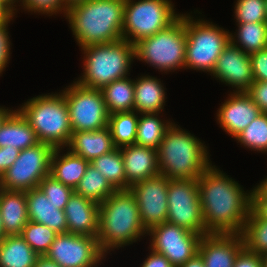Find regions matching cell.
Listing matches in <instances>:
<instances>
[{
	"instance_id": "53",
	"label": "cell",
	"mask_w": 267,
	"mask_h": 267,
	"mask_svg": "<svg viewBox=\"0 0 267 267\" xmlns=\"http://www.w3.org/2000/svg\"><path fill=\"white\" fill-rule=\"evenodd\" d=\"M262 267H267V251L260 255Z\"/></svg>"
},
{
	"instance_id": "54",
	"label": "cell",
	"mask_w": 267,
	"mask_h": 267,
	"mask_svg": "<svg viewBox=\"0 0 267 267\" xmlns=\"http://www.w3.org/2000/svg\"><path fill=\"white\" fill-rule=\"evenodd\" d=\"M5 237V233L3 230V224H2V217L0 212V241Z\"/></svg>"
},
{
	"instance_id": "10",
	"label": "cell",
	"mask_w": 267,
	"mask_h": 267,
	"mask_svg": "<svg viewBox=\"0 0 267 267\" xmlns=\"http://www.w3.org/2000/svg\"><path fill=\"white\" fill-rule=\"evenodd\" d=\"M55 148L47 143L21 150L17 160L0 179V188L10 191H29L39 187L50 174L51 157Z\"/></svg>"
},
{
	"instance_id": "19",
	"label": "cell",
	"mask_w": 267,
	"mask_h": 267,
	"mask_svg": "<svg viewBox=\"0 0 267 267\" xmlns=\"http://www.w3.org/2000/svg\"><path fill=\"white\" fill-rule=\"evenodd\" d=\"M126 175V190L135 183L160 174L157 149L137 144L120 148Z\"/></svg>"
},
{
	"instance_id": "41",
	"label": "cell",
	"mask_w": 267,
	"mask_h": 267,
	"mask_svg": "<svg viewBox=\"0 0 267 267\" xmlns=\"http://www.w3.org/2000/svg\"><path fill=\"white\" fill-rule=\"evenodd\" d=\"M255 81L267 82V48L249 55Z\"/></svg>"
},
{
	"instance_id": "23",
	"label": "cell",
	"mask_w": 267,
	"mask_h": 267,
	"mask_svg": "<svg viewBox=\"0 0 267 267\" xmlns=\"http://www.w3.org/2000/svg\"><path fill=\"white\" fill-rule=\"evenodd\" d=\"M0 212L5 236L20 235L29 222L25 192L0 188Z\"/></svg>"
},
{
	"instance_id": "17",
	"label": "cell",
	"mask_w": 267,
	"mask_h": 267,
	"mask_svg": "<svg viewBox=\"0 0 267 267\" xmlns=\"http://www.w3.org/2000/svg\"><path fill=\"white\" fill-rule=\"evenodd\" d=\"M217 110L220 127L234 138L244 130L260 113L258 105L246 92H231Z\"/></svg>"
},
{
	"instance_id": "18",
	"label": "cell",
	"mask_w": 267,
	"mask_h": 267,
	"mask_svg": "<svg viewBox=\"0 0 267 267\" xmlns=\"http://www.w3.org/2000/svg\"><path fill=\"white\" fill-rule=\"evenodd\" d=\"M243 249L241 234L209 233L201 237L198 253L205 267H233Z\"/></svg>"
},
{
	"instance_id": "4",
	"label": "cell",
	"mask_w": 267,
	"mask_h": 267,
	"mask_svg": "<svg viewBox=\"0 0 267 267\" xmlns=\"http://www.w3.org/2000/svg\"><path fill=\"white\" fill-rule=\"evenodd\" d=\"M158 153L160 174L171 179H198L212 164L207 146L175 123L166 131Z\"/></svg>"
},
{
	"instance_id": "30",
	"label": "cell",
	"mask_w": 267,
	"mask_h": 267,
	"mask_svg": "<svg viewBox=\"0 0 267 267\" xmlns=\"http://www.w3.org/2000/svg\"><path fill=\"white\" fill-rule=\"evenodd\" d=\"M139 115L135 144L158 149L166 131L174 122L160 119L159 113Z\"/></svg>"
},
{
	"instance_id": "39",
	"label": "cell",
	"mask_w": 267,
	"mask_h": 267,
	"mask_svg": "<svg viewBox=\"0 0 267 267\" xmlns=\"http://www.w3.org/2000/svg\"><path fill=\"white\" fill-rule=\"evenodd\" d=\"M21 5L24 11L34 12L35 14H45L52 16L56 13H63L66 16L67 8L65 7L63 0H21Z\"/></svg>"
},
{
	"instance_id": "7",
	"label": "cell",
	"mask_w": 267,
	"mask_h": 267,
	"mask_svg": "<svg viewBox=\"0 0 267 267\" xmlns=\"http://www.w3.org/2000/svg\"><path fill=\"white\" fill-rule=\"evenodd\" d=\"M135 58L150 64L159 72L185 69V14H181L167 28L134 44Z\"/></svg>"
},
{
	"instance_id": "9",
	"label": "cell",
	"mask_w": 267,
	"mask_h": 267,
	"mask_svg": "<svg viewBox=\"0 0 267 267\" xmlns=\"http://www.w3.org/2000/svg\"><path fill=\"white\" fill-rule=\"evenodd\" d=\"M171 0H125L122 37L135 44L171 25L177 14Z\"/></svg>"
},
{
	"instance_id": "11",
	"label": "cell",
	"mask_w": 267,
	"mask_h": 267,
	"mask_svg": "<svg viewBox=\"0 0 267 267\" xmlns=\"http://www.w3.org/2000/svg\"><path fill=\"white\" fill-rule=\"evenodd\" d=\"M73 132L95 131L108 126L109 113L99 89L87 88L74 81L64 90Z\"/></svg>"
},
{
	"instance_id": "3",
	"label": "cell",
	"mask_w": 267,
	"mask_h": 267,
	"mask_svg": "<svg viewBox=\"0 0 267 267\" xmlns=\"http://www.w3.org/2000/svg\"><path fill=\"white\" fill-rule=\"evenodd\" d=\"M145 234L147 230L141 222L137 200L130 189L116 190L99 204L97 240L105 255L137 242Z\"/></svg>"
},
{
	"instance_id": "26",
	"label": "cell",
	"mask_w": 267,
	"mask_h": 267,
	"mask_svg": "<svg viewBox=\"0 0 267 267\" xmlns=\"http://www.w3.org/2000/svg\"><path fill=\"white\" fill-rule=\"evenodd\" d=\"M61 150L62 148H55L52 154L50 175L62 184L75 189L90 163L69 149L66 154Z\"/></svg>"
},
{
	"instance_id": "12",
	"label": "cell",
	"mask_w": 267,
	"mask_h": 267,
	"mask_svg": "<svg viewBox=\"0 0 267 267\" xmlns=\"http://www.w3.org/2000/svg\"><path fill=\"white\" fill-rule=\"evenodd\" d=\"M166 221L191 232L205 235L197 179H171L168 185Z\"/></svg>"
},
{
	"instance_id": "21",
	"label": "cell",
	"mask_w": 267,
	"mask_h": 267,
	"mask_svg": "<svg viewBox=\"0 0 267 267\" xmlns=\"http://www.w3.org/2000/svg\"><path fill=\"white\" fill-rule=\"evenodd\" d=\"M29 221L44 224L56 233H66L67 223L64 210L58 209L39 187L25 192Z\"/></svg>"
},
{
	"instance_id": "44",
	"label": "cell",
	"mask_w": 267,
	"mask_h": 267,
	"mask_svg": "<svg viewBox=\"0 0 267 267\" xmlns=\"http://www.w3.org/2000/svg\"><path fill=\"white\" fill-rule=\"evenodd\" d=\"M19 153L20 150L11 145L0 147V179L17 160Z\"/></svg>"
},
{
	"instance_id": "32",
	"label": "cell",
	"mask_w": 267,
	"mask_h": 267,
	"mask_svg": "<svg viewBox=\"0 0 267 267\" xmlns=\"http://www.w3.org/2000/svg\"><path fill=\"white\" fill-rule=\"evenodd\" d=\"M90 164L116 189L126 190V175L120 148L96 157Z\"/></svg>"
},
{
	"instance_id": "35",
	"label": "cell",
	"mask_w": 267,
	"mask_h": 267,
	"mask_svg": "<svg viewBox=\"0 0 267 267\" xmlns=\"http://www.w3.org/2000/svg\"><path fill=\"white\" fill-rule=\"evenodd\" d=\"M234 138L251 151L267 153V113L261 112Z\"/></svg>"
},
{
	"instance_id": "34",
	"label": "cell",
	"mask_w": 267,
	"mask_h": 267,
	"mask_svg": "<svg viewBox=\"0 0 267 267\" xmlns=\"http://www.w3.org/2000/svg\"><path fill=\"white\" fill-rule=\"evenodd\" d=\"M241 236L244 248L258 255L267 251V220L258 217L252 210L243 227Z\"/></svg>"
},
{
	"instance_id": "24",
	"label": "cell",
	"mask_w": 267,
	"mask_h": 267,
	"mask_svg": "<svg viewBox=\"0 0 267 267\" xmlns=\"http://www.w3.org/2000/svg\"><path fill=\"white\" fill-rule=\"evenodd\" d=\"M157 77L141 75L134 79V111L138 114L162 113L165 106V89Z\"/></svg>"
},
{
	"instance_id": "50",
	"label": "cell",
	"mask_w": 267,
	"mask_h": 267,
	"mask_svg": "<svg viewBox=\"0 0 267 267\" xmlns=\"http://www.w3.org/2000/svg\"><path fill=\"white\" fill-rule=\"evenodd\" d=\"M13 111V109H6V107L0 106V126L4 122V120L7 118V116Z\"/></svg>"
},
{
	"instance_id": "48",
	"label": "cell",
	"mask_w": 267,
	"mask_h": 267,
	"mask_svg": "<svg viewBox=\"0 0 267 267\" xmlns=\"http://www.w3.org/2000/svg\"><path fill=\"white\" fill-rule=\"evenodd\" d=\"M179 267H205V263L200 254L197 253L193 258L189 259Z\"/></svg>"
},
{
	"instance_id": "40",
	"label": "cell",
	"mask_w": 267,
	"mask_h": 267,
	"mask_svg": "<svg viewBox=\"0 0 267 267\" xmlns=\"http://www.w3.org/2000/svg\"><path fill=\"white\" fill-rule=\"evenodd\" d=\"M251 210L267 220V190L260 183L251 190Z\"/></svg>"
},
{
	"instance_id": "25",
	"label": "cell",
	"mask_w": 267,
	"mask_h": 267,
	"mask_svg": "<svg viewBox=\"0 0 267 267\" xmlns=\"http://www.w3.org/2000/svg\"><path fill=\"white\" fill-rule=\"evenodd\" d=\"M40 143L34 129L18 110H13L0 126V147L24 150Z\"/></svg>"
},
{
	"instance_id": "29",
	"label": "cell",
	"mask_w": 267,
	"mask_h": 267,
	"mask_svg": "<svg viewBox=\"0 0 267 267\" xmlns=\"http://www.w3.org/2000/svg\"><path fill=\"white\" fill-rule=\"evenodd\" d=\"M236 25L238 32L230 33V41L243 52L250 55L267 48V22L237 23Z\"/></svg>"
},
{
	"instance_id": "47",
	"label": "cell",
	"mask_w": 267,
	"mask_h": 267,
	"mask_svg": "<svg viewBox=\"0 0 267 267\" xmlns=\"http://www.w3.org/2000/svg\"><path fill=\"white\" fill-rule=\"evenodd\" d=\"M16 14L0 0V24L13 20Z\"/></svg>"
},
{
	"instance_id": "33",
	"label": "cell",
	"mask_w": 267,
	"mask_h": 267,
	"mask_svg": "<svg viewBox=\"0 0 267 267\" xmlns=\"http://www.w3.org/2000/svg\"><path fill=\"white\" fill-rule=\"evenodd\" d=\"M115 191L116 189L91 164L74 189V193L98 204L104 202Z\"/></svg>"
},
{
	"instance_id": "16",
	"label": "cell",
	"mask_w": 267,
	"mask_h": 267,
	"mask_svg": "<svg viewBox=\"0 0 267 267\" xmlns=\"http://www.w3.org/2000/svg\"><path fill=\"white\" fill-rule=\"evenodd\" d=\"M210 75L234 88V92H247L255 81L249 54L231 41L223 49Z\"/></svg>"
},
{
	"instance_id": "38",
	"label": "cell",
	"mask_w": 267,
	"mask_h": 267,
	"mask_svg": "<svg viewBox=\"0 0 267 267\" xmlns=\"http://www.w3.org/2000/svg\"><path fill=\"white\" fill-rule=\"evenodd\" d=\"M39 188L46 195L47 200L58 205L60 210H64L65 205L74 193L73 188L62 184L50 174L40 182Z\"/></svg>"
},
{
	"instance_id": "45",
	"label": "cell",
	"mask_w": 267,
	"mask_h": 267,
	"mask_svg": "<svg viewBox=\"0 0 267 267\" xmlns=\"http://www.w3.org/2000/svg\"><path fill=\"white\" fill-rule=\"evenodd\" d=\"M233 267H262L260 255L245 248L238 254Z\"/></svg>"
},
{
	"instance_id": "56",
	"label": "cell",
	"mask_w": 267,
	"mask_h": 267,
	"mask_svg": "<svg viewBox=\"0 0 267 267\" xmlns=\"http://www.w3.org/2000/svg\"><path fill=\"white\" fill-rule=\"evenodd\" d=\"M266 1V16H267V0H265Z\"/></svg>"
},
{
	"instance_id": "15",
	"label": "cell",
	"mask_w": 267,
	"mask_h": 267,
	"mask_svg": "<svg viewBox=\"0 0 267 267\" xmlns=\"http://www.w3.org/2000/svg\"><path fill=\"white\" fill-rule=\"evenodd\" d=\"M168 185L169 179L159 174L139 181L130 187V191L137 200L141 222L147 231L166 222L168 216Z\"/></svg>"
},
{
	"instance_id": "8",
	"label": "cell",
	"mask_w": 267,
	"mask_h": 267,
	"mask_svg": "<svg viewBox=\"0 0 267 267\" xmlns=\"http://www.w3.org/2000/svg\"><path fill=\"white\" fill-rule=\"evenodd\" d=\"M194 19L190 13H185V69L200 70L211 74L217 59L230 42L231 32L200 17Z\"/></svg>"
},
{
	"instance_id": "49",
	"label": "cell",
	"mask_w": 267,
	"mask_h": 267,
	"mask_svg": "<svg viewBox=\"0 0 267 267\" xmlns=\"http://www.w3.org/2000/svg\"><path fill=\"white\" fill-rule=\"evenodd\" d=\"M34 267H61L53 260L48 259L45 255L38 256Z\"/></svg>"
},
{
	"instance_id": "37",
	"label": "cell",
	"mask_w": 267,
	"mask_h": 267,
	"mask_svg": "<svg viewBox=\"0 0 267 267\" xmlns=\"http://www.w3.org/2000/svg\"><path fill=\"white\" fill-rule=\"evenodd\" d=\"M234 17L236 23L267 22L265 0H236Z\"/></svg>"
},
{
	"instance_id": "6",
	"label": "cell",
	"mask_w": 267,
	"mask_h": 267,
	"mask_svg": "<svg viewBox=\"0 0 267 267\" xmlns=\"http://www.w3.org/2000/svg\"><path fill=\"white\" fill-rule=\"evenodd\" d=\"M17 110L34 129L41 143L63 150L68 146L73 131L68 105L61 91L28 99Z\"/></svg>"
},
{
	"instance_id": "46",
	"label": "cell",
	"mask_w": 267,
	"mask_h": 267,
	"mask_svg": "<svg viewBox=\"0 0 267 267\" xmlns=\"http://www.w3.org/2000/svg\"><path fill=\"white\" fill-rule=\"evenodd\" d=\"M149 251L151 252L143 261L141 267H174L165 256L152 250Z\"/></svg>"
},
{
	"instance_id": "52",
	"label": "cell",
	"mask_w": 267,
	"mask_h": 267,
	"mask_svg": "<svg viewBox=\"0 0 267 267\" xmlns=\"http://www.w3.org/2000/svg\"><path fill=\"white\" fill-rule=\"evenodd\" d=\"M84 1H86V0H63V3L65 5V7L67 9H69L70 7H72L76 4L83 3Z\"/></svg>"
},
{
	"instance_id": "28",
	"label": "cell",
	"mask_w": 267,
	"mask_h": 267,
	"mask_svg": "<svg viewBox=\"0 0 267 267\" xmlns=\"http://www.w3.org/2000/svg\"><path fill=\"white\" fill-rule=\"evenodd\" d=\"M109 114L134 111V79H117L101 89Z\"/></svg>"
},
{
	"instance_id": "36",
	"label": "cell",
	"mask_w": 267,
	"mask_h": 267,
	"mask_svg": "<svg viewBox=\"0 0 267 267\" xmlns=\"http://www.w3.org/2000/svg\"><path fill=\"white\" fill-rule=\"evenodd\" d=\"M58 233L44 224L29 221L23 228L20 236L39 255L44 256Z\"/></svg>"
},
{
	"instance_id": "42",
	"label": "cell",
	"mask_w": 267,
	"mask_h": 267,
	"mask_svg": "<svg viewBox=\"0 0 267 267\" xmlns=\"http://www.w3.org/2000/svg\"><path fill=\"white\" fill-rule=\"evenodd\" d=\"M8 23H10V21L0 24V76L2 72L5 71L11 54V41L8 32Z\"/></svg>"
},
{
	"instance_id": "31",
	"label": "cell",
	"mask_w": 267,
	"mask_h": 267,
	"mask_svg": "<svg viewBox=\"0 0 267 267\" xmlns=\"http://www.w3.org/2000/svg\"><path fill=\"white\" fill-rule=\"evenodd\" d=\"M138 115L136 111L109 114L108 127L116 148L135 144Z\"/></svg>"
},
{
	"instance_id": "14",
	"label": "cell",
	"mask_w": 267,
	"mask_h": 267,
	"mask_svg": "<svg viewBox=\"0 0 267 267\" xmlns=\"http://www.w3.org/2000/svg\"><path fill=\"white\" fill-rule=\"evenodd\" d=\"M45 256L61 267H98L106 259L97 237L69 232L58 234Z\"/></svg>"
},
{
	"instance_id": "1",
	"label": "cell",
	"mask_w": 267,
	"mask_h": 267,
	"mask_svg": "<svg viewBox=\"0 0 267 267\" xmlns=\"http://www.w3.org/2000/svg\"><path fill=\"white\" fill-rule=\"evenodd\" d=\"M228 176L211 164L197 179L205 235L241 234L249 216L251 190Z\"/></svg>"
},
{
	"instance_id": "22",
	"label": "cell",
	"mask_w": 267,
	"mask_h": 267,
	"mask_svg": "<svg viewBox=\"0 0 267 267\" xmlns=\"http://www.w3.org/2000/svg\"><path fill=\"white\" fill-rule=\"evenodd\" d=\"M110 128L107 126L95 131L72 132L67 146L72 153L79 155L89 163L96 157L115 149Z\"/></svg>"
},
{
	"instance_id": "51",
	"label": "cell",
	"mask_w": 267,
	"mask_h": 267,
	"mask_svg": "<svg viewBox=\"0 0 267 267\" xmlns=\"http://www.w3.org/2000/svg\"><path fill=\"white\" fill-rule=\"evenodd\" d=\"M3 3H5L14 13L17 12V3H21V0H1ZM16 7V8H15Z\"/></svg>"
},
{
	"instance_id": "2",
	"label": "cell",
	"mask_w": 267,
	"mask_h": 267,
	"mask_svg": "<svg viewBox=\"0 0 267 267\" xmlns=\"http://www.w3.org/2000/svg\"><path fill=\"white\" fill-rule=\"evenodd\" d=\"M125 0H86L67 10L65 18L83 48L123 39Z\"/></svg>"
},
{
	"instance_id": "13",
	"label": "cell",
	"mask_w": 267,
	"mask_h": 267,
	"mask_svg": "<svg viewBox=\"0 0 267 267\" xmlns=\"http://www.w3.org/2000/svg\"><path fill=\"white\" fill-rule=\"evenodd\" d=\"M150 250L165 256L174 267L183 265L198 253L201 234L191 232L169 222L147 231Z\"/></svg>"
},
{
	"instance_id": "20",
	"label": "cell",
	"mask_w": 267,
	"mask_h": 267,
	"mask_svg": "<svg viewBox=\"0 0 267 267\" xmlns=\"http://www.w3.org/2000/svg\"><path fill=\"white\" fill-rule=\"evenodd\" d=\"M67 232L89 237L98 236L99 204L73 193L65 205Z\"/></svg>"
},
{
	"instance_id": "27",
	"label": "cell",
	"mask_w": 267,
	"mask_h": 267,
	"mask_svg": "<svg viewBox=\"0 0 267 267\" xmlns=\"http://www.w3.org/2000/svg\"><path fill=\"white\" fill-rule=\"evenodd\" d=\"M38 254L20 235L0 241V267H34Z\"/></svg>"
},
{
	"instance_id": "5",
	"label": "cell",
	"mask_w": 267,
	"mask_h": 267,
	"mask_svg": "<svg viewBox=\"0 0 267 267\" xmlns=\"http://www.w3.org/2000/svg\"><path fill=\"white\" fill-rule=\"evenodd\" d=\"M83 73L76 81L87 88L101 90L111 82L129 76L135 59L134 44L121 39L112 43L92 44L81 48Z\"/></svg>"
},
{
	"instance_id": "43",
	"label": "cell",
	"mask_w": 267,
	"mask_h": 267,
	"mask_svg": "<svg viewBox=\"0 0 267 267\" xmlns=\"http://www.w3.org/2000/svg\"><path fill=\"white\" fill-rule=\"evenodd\" d=\"M246 93L258 105L261 112L267 113V82L254 81Z\"/></svg>"
},
{
	"instance_id": "55",
	"label": "cell",
	"mask_w": 267,
	"mask_h": 267,
	"mask_svg": "<svg viewBox=\"0 0 267 267\" xmlns=\"http://www.w3.org/2000/svg\"><path fill=\"white\" fill-rule=\"evenodd\" d=\"M260 184L267 190V177Z\"/></svg>"
}]
</instances>
